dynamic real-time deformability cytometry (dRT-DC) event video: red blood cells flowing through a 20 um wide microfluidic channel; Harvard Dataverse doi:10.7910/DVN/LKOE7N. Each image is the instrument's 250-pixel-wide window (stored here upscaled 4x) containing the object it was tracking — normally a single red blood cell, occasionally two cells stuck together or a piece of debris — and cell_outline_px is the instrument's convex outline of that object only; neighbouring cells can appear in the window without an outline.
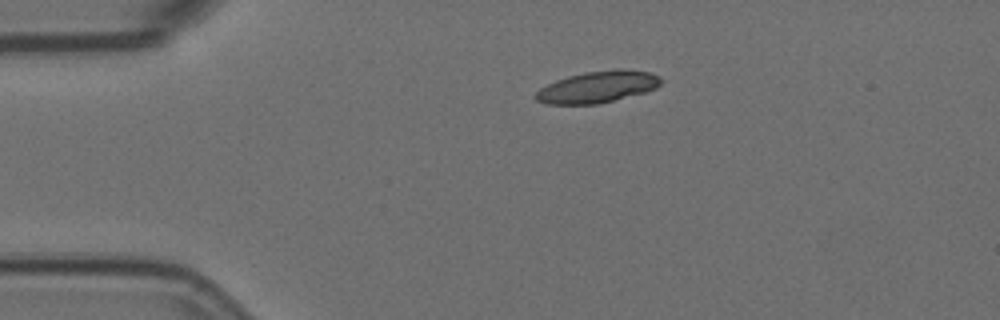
{"species": "Egyptian fruit bat (a non-hibernating species)", "species_latin": "Rousettus aegyptiacus", "temperature_condition": "room temperature", "stored_images_in_passage": 8, "camera_frame_rate_fps": 3000, "um_per_image_px": 0.085, "animal": {"sex": "female"}, "frame": {"image": 1, "passage_image": 1, "time_ms": 0.0, "image_size_px": [1000, 320], "cell_outline_px": [[664, 80], [656, 88], [644, 92], [596, 104], [548, 104], [536, 100], [532, 96], [540, 88], [556, 80], [568, 76], [584, 72], [620, 68], [624, 68], [652, 72], [660, 76]], "centroid_in_image_um": [50.81, 7.37], "position_along_channel_um": 34.2, "area_um2": 23.18}}
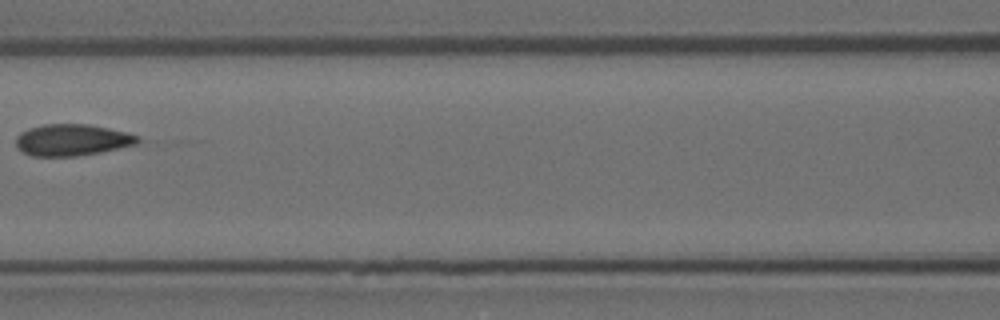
{"frame": {"image": 2, "passage_image": 5, "time_ms": 1.333, "image_size_px": [1000, 320], "cell_outline_px": [[140, 140], [136, 144], [120, 148], [100, 152], [76, 156], [32, 156], [16, 148], [16, 136], [20, 132], [28, 128], [44, 124], [88, 124], [128, 132], [140, 136]], "centroid_in_image_um": [6.12, 11.89], "position_along_channel_um": 160.5, "area_um2": 22.54}}
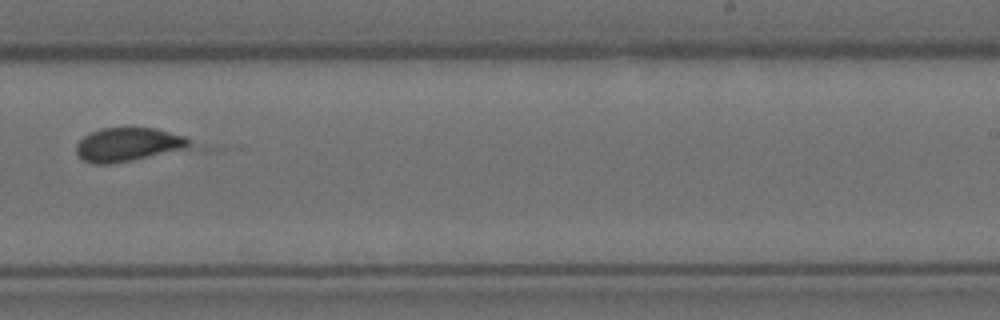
{"frame": {"image": 3, "passage_image": 8, "time_ms": 2.333, "image_size_px": [1000, 320], "cell_outline_px": [[204, 148], [112, 164], [92, 164], [84, 160], [76, 152], [76, 144], [84, 136], [100, 128], [156, 128], [184, 136]], "centroid_in_image_um": [11.11, 12.31], "position_along_channel_um": 277.9, "area_um2": 23.41}}